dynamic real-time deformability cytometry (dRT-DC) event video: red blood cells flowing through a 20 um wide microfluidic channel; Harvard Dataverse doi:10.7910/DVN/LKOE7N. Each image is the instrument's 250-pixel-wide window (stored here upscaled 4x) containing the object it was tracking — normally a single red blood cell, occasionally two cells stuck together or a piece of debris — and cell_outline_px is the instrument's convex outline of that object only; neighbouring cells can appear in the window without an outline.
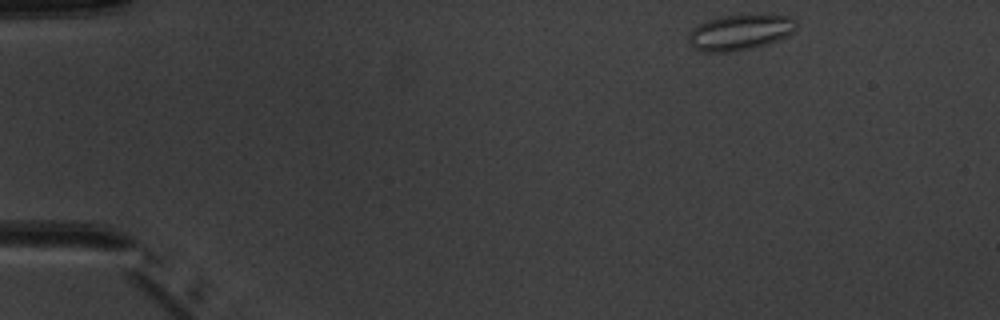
{"species": "common noctule bat (a hibernating species)", "species_latin": "Nyctalus noctula", "temperature_condition": "warm", "stored_images_in_passage": 4, "segment_of_instrument_passage": [1, 2], "camera_frame_rate_fps": 3000, "um_per_image_px": 0.085, "animal": {"sex": "male", "body_mass_g": 20.1, "forearm_length_mm": 53.5}, "frame": {"image": 1, "passage_image": 1, "time_ms": 0.0, "image_size_px": [1000, 320], "cell_outline_px": [[796, 28], [788, 36], [768, 44], [752, 48], [732, 52], [700, 52], [692, 48], [688, 40], [688, 32], [692, 28], [708, 20], [720, 16], [740, 12], [756, 12], [788, 16], [796, 20]], "centroid_in_image_um": [62.9, 2.7], "position_along_channel_um": 22.1, "area_um2": 23.47}}
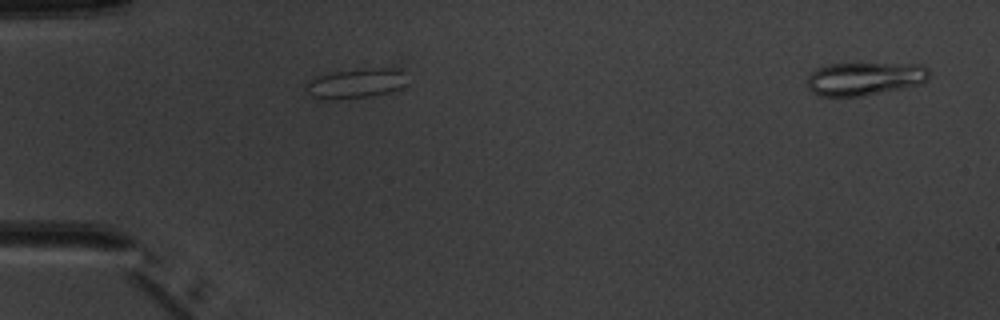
{"frame": {"image": 2, "passage_image": 3, "time_ms": 3.0, "image_size_px": [1000, 320], "cell_outline_px": [[408, 84], [400, 88], [388, 92], [372, 96], [312, 96], [308, 92], [308, 80], [316, 76], [336, 72], [364, 68], [400, 68], [404, 72]], "centroid_in_image_um": [30.41, 7.01], "position_along_channel_um": 54.6, "area_um2": 16.65}}